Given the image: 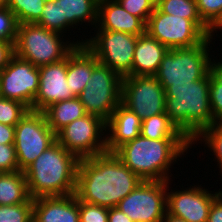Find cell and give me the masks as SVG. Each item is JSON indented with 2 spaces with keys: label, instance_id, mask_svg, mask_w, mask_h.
<instances>
[{
  "label": "cell",
  "instance_id": "cell-34",
  "mask_svg": "<svg viewBox=\"0 0 222 222\" xmlns=\"http://www.w3.org/2000/svg\"><path fill=\"white\" fill-rule=\"evenodd\" d=\"M203 22L211 29L222 16V0H196Z\"/></svg>",
  "mask_w": 222,
  "mask_h": 222
},
{
  "label": "cell",
  "instance_id": "cell-7",
  "mask_svg": "<svg viewBox=\"0 0 222 222\" xmlns=\"http://www.w3.org/2000/svg\"><path fill=\"white\" fill-rule=\"evenodd\" d=\"M122 78L116 71L98 61L88 83L78 96L86 113L107 122L121 103Z\"/></svg>",
  "mask_w": 222,
  "mask_h": 222
},
{
  "label": "cell",
  "instance_id": "cell-43",
  "mask_svg": "<svg viewBox=\"0 0 222 222\" xmlns=\"http://www.w3.org/2000/svg\"><path fill=\"white\" fill-rule=\"evenodd\" d=\"M219 28V30L221 29L222 30V16H221V18H220V20L210 29V36L212 37V36H214V30L215 29H218Z\"/></svg>",
  "mask_w": 222,
  "mask_h": 222
},
{
  "label": "cell",
  "instance_id": "cell-15",
  "mask_svg": "<svg viewBox=\"0 0 222 222\" xmlns=\"http://www.w3.org/2000/svg\"><path fill=\"white\" fill-rule=\"evenodd\" d=\"M200 187L167 192V212L186 222H207L210 207L222 191L210 193Z\"/></svg>",
  "mask_w": 222,
  "mask_h": 222
},
{
  "label": "cell",
  "instance_id": "cell-38",
  "mask_svg": "<svg viewBox=\"0 0 222 222\" xmlns=\"http://www.w3.org/2000/svg\"><path fill=\"white\" fill-rule=\"evenodd\" d=\"M14 55V44L12 42L0 41V72L8 65Z\"/></svg>",
  "mask_w": 222,
  "mask_h": 222
},
{
  "label": "cell",
  "instance_id": "cell-5",
  "mask_svg": "<svg viewBox=\"0 0 222 222\" xmlns=\"http://www.w3.org/2000/svg\"><path fill=\"white\" fill-rule=\"evenodd\" d=\"M61 37L64 35L36 23L19 24L14 45L15 55L39 67L63 60L76 46L84 45L86 42H64Z\"/></svg>",
  "mask_w": 222,
  "mask_h": 222
},
{
  "label": "cell",
  "instance_id": "cell-33",
  "mask_svg": "<svg viewBox=\"0 0 222 222\" xmlns=\"http://www.w3.org/2000/svg\"><path fill=\"white\" fill-rule=\"evenodd\" d=\"M18 25L15 14L8 6L0 9V41L12 42L15 45Z\"/></svg>",
  "mask_w": 222,
  "mask_h": 222
},
{
  "label": "cell",
  "instance_id": "cell-37",
  "mask_svg": "<svg viewBox=\"0 0 222 222\" xmlns=\"http://www.w3.org/2000/svg\"><path fill=\"white\" fill-rule=\"evenodd\" d=\"M0 171H19L14 144H0Z\"/></svg>",
  "mask_w": 222,
  "mask_h": 222
},
{
  "label": "cell",
  "instance_id": "cell-16",
  "mask_svg": "<svg viewBox=\"0 0 222 222\" xmlns=\"http://www.w3.org/2000/svg\"><path fill=\"white\" fill-rule=\"evenodd\" d=\"M39 70V90L33 102V111H43L49 105L76 97L68 86L67 57L63 60L42 65Z\"/></svg>",
  "mask_w": 222,
  "mask_h": 222
},
{
  "label": "cell",
  "instance_id": "cell-11",
  "mask_svg": "<svg viewBox=\"0 0 222 222\" xmlns=\"http://www.w3.org/2000/svg\"><path fill=\"white\" fill-rule=\"evenodd\" d=\"M137 38L120 31L98 30L84 45L100 63L124 77L132 70Z\"/></svg>",
  "mask_w": 222,
  "mask_h": 222
},
{
  "label": "cell",
  "instance_id": "cell-24",
  "mask_svg": "<svg viewBox=\"0 0 222 222\" xmlns=\"http://www.w3.org/2000/svg\"><path fill=\"white\" fill-rule=\"evenodd\" d=\"M33 202L29 195L24 171L3 172L0 175V205Z\"/></svg>",
  "mask_w": 222,
  "mask_h": 222
},
{
  "label": "cell",
  "instance_id": "cell-14",
  "mask_svg": "<svg viewBox=\"0 0 222 222\" xmlns=\"http://www.w3.org/2000/svg\"><path fill=\"white\" fill-rule=\"evenodd\" d=\"M39 81L38 67L14 55L0 72V96L19 101L33 110Z\"/></svg>",
  "mask_w": 222,
  "mask_h": 222
},
{
  "label": "cell",
  "instance_id": "cell-36",
  "mask_svg": "<svg viewBox=\"0 0 222 222\" xmlns=\"http://www.w3.org/2000/svg\"><path fill=\"white\" fill-rule=\"evenodd\" d=\"M80 222H108L109 208L79 199Z\"/></svg>",
  "mask_w": 222,
  "mask_h": 222
},
{
  "label": "cell",
  "instance_id": "cell-21",
  "mask_svg": "<svg viewBox=\"0 0 222 222\" xmlns=\"http://www.w3.org/2000/svg\"><path fill=\"white\" fill-rule=\"evenodd\" d=\"M98 59L85 46H76L67 55L66 81L72 93L78 97L84 90Z\"/></svg>",
  "mask_w": 222,
  "mask_h": 222
},
{
  "label": "cell",
  "instance_id": "cell-45",
  "mask_svg": "<svg viewBox=\"0 0 222 222\" xmlns=\"http://www.w3.org/2000/svg\"><path fill=\"white\" fill-rule=\"evenodd\" d=\"M13 0H6L7 6L12 2Z\"/></svg>",
  "mask_w": 222,
  "mask_h": 222
},
{
  "label": "cell",
  "instance_id": "cell-44",
  "mask_svg": "<svg viewBox=\"0 0 222 222\" xmlns=\"http://www.w3.org/2000/svg\"><path fill=\"white\" fill-rule=\"evenodd\" d=\"M7 6L6 0H0V9L5 8Z\"/></svg>",
  "mask_w": 222,
  "mask_h": 222
},
{
  "label": "cell",
  "instance_id": "cell-6",
  "mask_svg": "<svg viewBox=\"0 0 222 222\" xmlns=\"http://www.w3.org/2000/svg\"><path fill=\"white\" fill-rule=\"evenodd\" d=\"M213 37L208 36L202 43L189 48L169 49L164 55L154 77L164 90L170 85L190 84L209 73L210 52L208 46Z\"/></svg>",
  "mask_w": 222,
  "mask_h": 222
},
{
  "label": "cell",
  "instance_id": "cell-22",
  "mask_svg": "<svg viewBox=\"0 0 222 222\" xmlns=\"http://www.w3.org/2000/svg\"><path fill=\"white\" fill-rule=\"evenodd\" d=\"M42 112L49 127L55 134L74 120L87 115L79 97L55 102Z\"/></svg>",
  "mask_w": 222,
  "mask_h": 222
},
{
  "label": "cell",
  "instance_id": "cell-20",
  "mask_svg": "<svg viewBox=\"0 0 222 222\" xmlns=\"http://www.w3.org/2000/svg\"><path fill=\"white\" fill-rule=\"evenodd\" d=\"M169 49L146 32L138 36L132 70L126 76H154Z\"/></svg>",
  "mask_w": 222,
  "mask_h": 222
},
{
  "label": "cell",
  "instance_id": "cell-25",
  "mask_svg": "<svg viewBox=\"0 0 222 222\" xmlns=\"http://www.w3.org/2000/svg\"><path fill=\"white\" fill-rule=\"evenodd\" d=\"M141 135L148 139H187L171 122L166 113L151 116L142 121Z\"/></svg>",
  "mask_w": 222,
  "mask_h": 222
},
{
  "label": "cell",
  "instance_id": "cell-4",
  "mask_svg": "<svg viewBox=\"0 0 222 222\" xmlns=\"http://www.w3.org/2000/svg\"><path fill=\"white\" fill-rule=\"evenodd\" d=\"M210 74L190 84L170 85L166 90L165 113L191 142L214 124L210 97Z\"/></svg>",
  "mask_w": 222,
  "mask_h": 222
},
{
  "label": "cell",
  "instance_id": "cell-10",
  "mask_svg": "<svg viewBox=\"0 0 222 222\" xmlns=\"http://www.w3.org/2000/svg\"><path fill=\"white\" fill-rule=\"evenodd\" d=\"M104 130L106 131L104 120L87 114L61 129L56 134V141L79 159L88 158L107 151L106 136L104 139L101 137Z\"/></svg>",
  "mask_w": 222,
  "mask_h": 222
},
{
  "label": "cell",
  "instance_id": "cell-8",
  "mask_svg": "<svg viewBox=\"0 0 222 222\" xmlns=\"http://www.w3.org/2000/svg\"><path fill=\"white\" fill-rule=\"evenodd\" d=\"M56 141L41 111L29 110L15 126V151L20 171H24L36 158Z\"/></svg>",
  "mask_w": 222,
  "mask_h": 222
},
{
  "label": "cell",
  "instance_id": "cell-12",
  "mask_svg": "<svg viewBox=\"0 0 222 222\" xmlns=\"http://www.w3.org/2000/svg\"><path fill=\"white\" fill-rule=\"evenodd\" d=\"M145 32L168 49L193 47L208 37L190 19L162 13L157 7L146 22Z\"/></svg>",
  "mask_w": 222,
  "mask_h": 222
},
{
  "label": "cell",
  "instance_id": "cell-30",
  "mask_svg": "<svg viewBox=\"0 0 222 222\" xmlns=\"http://www.w3.org/2000/svg\"><path fill=\"white\" fill-rule=\"evenodd\" d=\"M30 109L23 103L0 96V123L16 126Z\"/></svg>",
  "mask_w": 222,
  "mask_h": 222
},
{
  "label": "cell",
  "instance_id": "cell-17",
  "mask_svg": "<svg viewBox=\"0 0 222 222\" xmlns=\"http://www.w3.org/2000/svg\"><path fill=\"white\" fill-rule=\"evenodd\" d=\"M32 222H80L75 194L33 198Z\"/></svg>",
  "mask_w": 222,
  "mask_h": 222
},
{
  "label": "cell",
  "instance_id": "cell-23",
  "mask_svg": "<svg viewBox=\"0 0 222 222\" xmlns=\"http://www.w3.org/2000/svg\"><path fill=\"white\" fill-rule=\"evenodd\" d=\"M60 2L62 32L85 22L97 25L99 0H58ZM74 25V26H73ZM67 27V28H66Z\"/></svg>",
  "mask_w": 222,
  "mask_h": 222
},
{
  "label": "cell",
  "instance_id": "cell-29",
  "mask_svg": "<svg viewBox=\"0 0 222 222\" xmlns=\"http://www.w3.org/2000/svg\"><path fill=\"white\" fill-rule=\"evenodd\" d=\"M201 137L204 140L203 142H205V145L207 144L210 148V151L213 150L222 173V122H216L203 129L191 142V144L197 140L202 141Z\"/></svg>",
  "mask_w": 222,
  "mask_h": 222
},
{
  "label": "cell",
  "instance_id": "cell-2",
  "mask_svg": "<svg viewBox=\"0 0 222 222\" xmlns=\"http://www.w3.org/2000/svg\"><path fill=\"white\" fill-rule=\"evenodd\" d=\"M188 139H148L139 135L114 153L133 173L145 181H170L171 164L190 147Z\"/></svg>",
  "mask_w": 222,
  "mask_h": 222
},
{
  "label": "cell",
  "instance_id": "cell-13",
  "mask_svg": "<svg viewBox=\"0 0 222 222\" xmlns=\"http://www.w3.org/2000/svg\"><path fill=\"white\" fill-rule=\"evenodd\" d=\"M166 94L154 76H124L121 103L142 121L165 113Z\"/></svg>",
  "mask_w": 222,
  "mask_h": 222
},
{
  "label": "cell",
  "instance_id": "cell-27",
  "mask_svg": "<svg viewBox=\"0 0 222 222\" xmlns=\"http://www.w3.org/2000/svg\"><path fill=\"white\" fill-rule=\"evenodd\" d=\"M213 62L210 61L209 67V97L214 123H216L222 122V60Z\"/></svg>",
  "mask_w": 222,
  "mask_h": 222
},
{
  "label": "cell",
  "instance_id": "cell-41",
  "mask_svg": "<svg viewBox=\"0 0 222 222\" xmlns=\"http://www.w3.org/2000/svg\"><path fill=\"white\" fill-rule=\"evenodd\" d=\"M108 222H133L126 214L117 207L109 208Z\"/></svg>",
  "mask_w": 222,
  "mask_h": 222
},
{
  "label": "cell",
  "instance_id": "cell-42",
  "mask_svg": "<svg viewBox=\"0 0 222 222\" xmlns=\"http://www.w3.org/2000/svg\"><path fill=\"white\" fill-rule=\"evenodd\" d=\"M161 222H186V221L182 218H178V217L173 216V215L169 214L168 212H166V214Z\"/></svg>",
  "mask_w": 222,
  "mask_h": 222
},
{
  "label": "cell",
  "instance_id": "cell-1",
  "mask_svg": "<svg viewBox=\"0 0 222 222\" xmlns=\"http://www.w3.org/2000/svg\"><path fill=\"white\" fill-rule=\"evenodd\" d=\"M142 181L114 152L106 151L80 159L75 195L86 203L113 208Z\"/></svg>",
  "mask_w": 222,
  "mask_h": 222
},
{
  "label": "cell",
  "instance_id": "cell-28",
  "mask_svg": "<svg viewBox=\"0 0 222 222\" xmlns=\"http://www.w3.org/2000/svg\"><path fill=\"white\" fill-rule=\"evenodd\" d=\"M46 0H13L8 7L19 24L37 23L41 18Z\"/></svg>",
  "mask_w": 222,
  "mask_h": 222
},
{
  "label": "cell",
  "instance_id": "cell-9",
  "mask_svg": "<svg viewBox=\"0 0 222 222\" xmlns=\"http://www.w3.org/2000/svg\"><path fill=\"white\" fill-rule=\"evenodd\" d=\"M168 183L143 180L116 207L133 222H161L167 212Z\"/></svg>",
  "mask_w": 222,
  "mask_h": 222
},
{
  "label": "cell",
  "instance_id": "cell-39",
  "mask_svg": "<svg viewBox=\"0 0 222 222\" xmlns=\"http://www.w3.org/2000/svg\"><path fill=\"white\" fill-rule=\"evenodd\" d=\"M207 222H222V193L213 201Z\"/></svg>",
  "mask_w": 222,
  "mask_h": 222
},
{
  "label": "cell",
  "instance_id": "cell-32",
  "mask_svg": "<svg viewBox=\"0 0 222 222\" xmlns=\"http://www.w3.org/2000/svg\"><path fill=\"white\" fill-rule=\"evenodd\" d=\"M36 24L48 30L63 34L60 2L58 0H46L41 18Z\"/></svg>",
  "mask_w": 222,
  "mask_h": 222
},
{
  "label": "cell",
  "instance_id": "cell-35",
  "mask_svg": "<svg viewBox=\"0 0 222 222\" xmlns=\"http://www.w3.org/2000/svg\"><path fill=\"white\" fill-rule=\"evenodd\" d=\"M130 14L139 17L145 24L154 12L156 0H117Z\"/></svg>",
  "mask_w": 222,
  "mask_h": 222
},
{
  "label": "cell",
  "instance_id": "cell-31",
  "mask_svg": "<svg viewBox=\"0 0 222 222\" xmlns=\"http://www.w3.org/2000/svg\"><path fill=\"white\" fill-rule=\"evenodd\" d=\"M33 202L0 205V222H32Z\"/></svg>",
  "mask_w": 222,
  "mask_h": 222
},
{
  "label": "cell",
  "instance_id": "cell-40",
  "mask_svg": "<svg viewBox=\"0 0 222 222\" xmlns=\"http://www.w3.org/2000/svg\"><path fill=\"white\" fill-rule=\"evenodd\" d=\"M15 126L0 123V144H14Z\"/></svg>",
  "mask_w": 222,
  "mask_h": 222
},
{
  "label": "cell",
  "instance_id": "cell-3",
  "mask_svg": "<svg viewBox=\"0 0 222 222\" xmlns=\"http://www.w3.org/2000/svg\"><path fill=\"white\" fill-rule=\"evenodd\" d=\"M79 161L55 141L24 170L30 197L75 194Z\"/></svg>",
  "mask_w": 222,
  "mask_h": 222
},
{
  "label": "cell",
  "instance_id": "cell-18",
  "mask_svg": "<svg viewBox=\"0 0 222 222\" xmlns=\"http://www.w3.org/2000/svg\"><path fill=\"white\" fill-rule=\"evenodd\" d=\"M98 30L120 31L140 36L146 24L137 16L128 13L117 0H99Z\"/></svg>",
  "mask_w": 222,
  "mask_h": 222
},
{
  "label": "cell",
  "instance_id": "cell-19",
  "mask_svg": "<svg viewBox=\"0 0 222 222\" xmlns=\"http://www.w3.org/2000/svg\"><path fill=\"white\" fill-rule=\"evenodd\" d=\"M142 120L122 103L106 122L110 136L106 137L107 152H115L123 144L141 135Z\"/></svg>",
  "mask_w": 222,
  "mask_h": 222
},
{
  "label": "cell",
  "instance_id": "cell-26",
  "mask_svg": "<svg viewBox=\"0 0 222 222\" xmlns=\"http://www.w3.org/2000/svg\"><path fill=\"white\" fill-rule=\"evenodd\" d=\"M156 7L162 13L190 19L207 36H210V28L199 16L196 0H156Z\"/></svg>",
  "mask_w": 222,
  "mask_h": 222
}]
</instances>
